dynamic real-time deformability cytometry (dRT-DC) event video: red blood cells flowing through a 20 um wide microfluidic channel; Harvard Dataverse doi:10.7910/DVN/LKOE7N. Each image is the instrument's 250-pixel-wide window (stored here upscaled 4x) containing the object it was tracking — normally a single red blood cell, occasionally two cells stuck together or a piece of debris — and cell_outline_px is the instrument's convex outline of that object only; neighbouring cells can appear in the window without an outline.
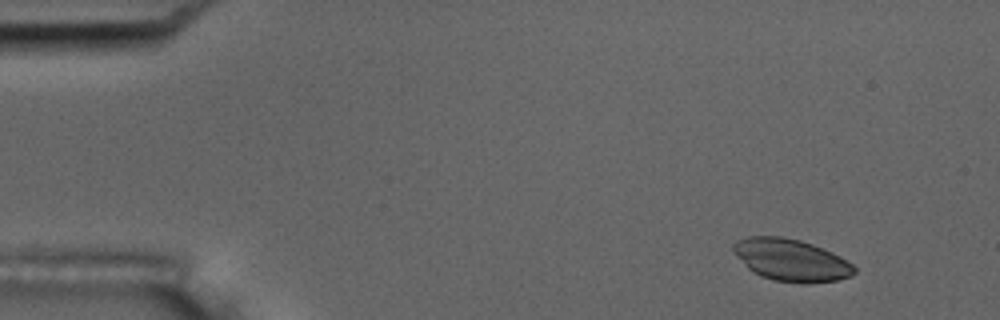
{"species": "common noctule bat (a hibernating species)", "species_latin": "Nyctalus noctula", "temperature_condition": "room temperature", "stored_images_in_passage": 54, "camera_frame_rate_fps": 3000, "um_per_image_px": 0.085, "animal": {"sex": "male", "body_mass_g": 17.5, "forearm_length_mm": 52.3}, "frame": {"image": 1, "passage_image": 5, "time_ms": 1.333, "image_size_px": [1000, 320], "cell_outline_px": [[856, 272], [852, 276], [840, 280], [804, 284], [800, 284], [776, 280], [760, 276], [752, 272], [732, 252], [732, 244], [736, 240], [748, 236], [780, 236], [800, 240], [812, 244], [832, 252], [840, 256], [852, 264], [856, 268]], "centroid_in_image_um": [67.24, 22.11], "position_along_channel_um": 17.8, "area_um2": 30.0}}
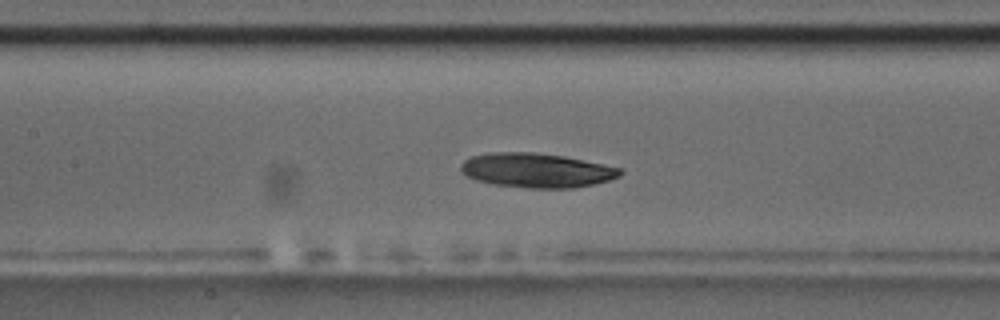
{"frame": {"image": 2, "passage_image": 25, "time_ms": 8.0, "image_size_px": [1000, 320], "cell_outline_px": [[624, 172], [620, 176], [608, 180], [592, 184], [572, 188], [528, 188], [492, 184], [476, 180], [460, 172], [460, 164], [464, 160], [472, 156], [492, 152], [532, 152], [564, 156], [604, 164], [620, 168]], "centroid_in_image_um": [45.59, 14.47], "position_along_channel_um": 161.8, "area_um2": 31.96}}
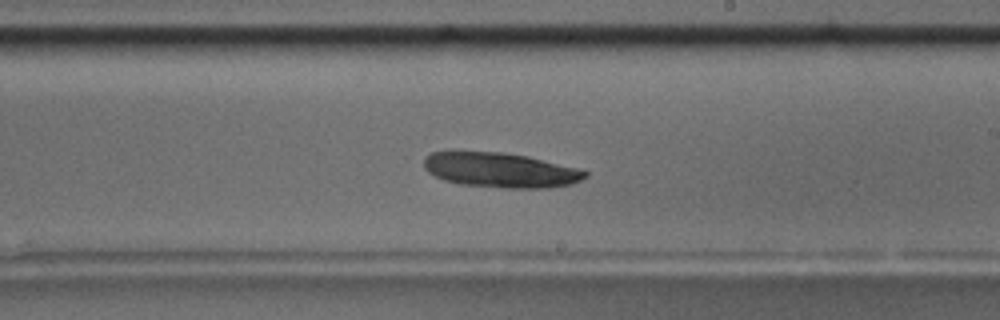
{"frame": {"image": 3, "passage_image": 32, "time_ms": 10.333, "image_size_px": [1000, 320], "cell_outline_px": [[588, 176], [572, 184], [548, 188], [504, 188], [460, 184], [444, 180], [428, 172], [424, 168], [424, 160], [432, 152], [504, 152], [528, 156], [576, 168], [588, 172]], "centroid_in_image_um": [42.56, 14.47], "position_along_channel_um": 246.4, "area_um2": 32.54}}